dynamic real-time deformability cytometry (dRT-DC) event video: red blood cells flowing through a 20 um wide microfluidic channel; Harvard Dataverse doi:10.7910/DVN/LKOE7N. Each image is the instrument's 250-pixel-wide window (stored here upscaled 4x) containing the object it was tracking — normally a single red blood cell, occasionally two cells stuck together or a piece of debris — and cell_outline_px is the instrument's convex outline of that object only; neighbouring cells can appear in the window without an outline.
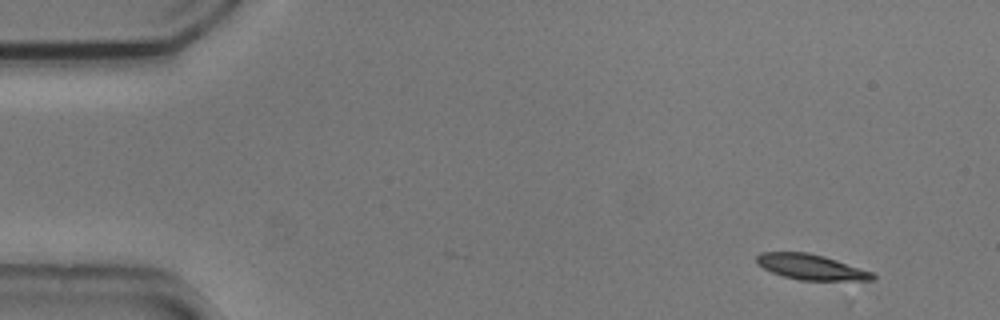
{"species": "common noctule bat (a hibernating species)", "species_latin": "Nyctalus noctula", "temperature_condition": "cold", "stored_images_in_passage": 19, "camera_frame_rate_fps": 3000, "um_per_image_px": 0.085, "animal": {"sex": "male", "body_mass_g": 20.5, "forearm_length_mm": 52.5}, "frame": {"image": 1, "passage_image": 1, "time_ms": 0.0, "image_size_px": [1000, 320], "cell_outline_px": [[876, 280], [800, 280], [784, 276], [772, 272], [764, 268], [756, 260], [756, 256], [760, 252], [808, 252], [824, 256], [872, 272], [876, 276]], "centroid_in_image_um": [68.94, 22.69], "position_along_channel_um": 16.1, "area_um2": 16.94}}
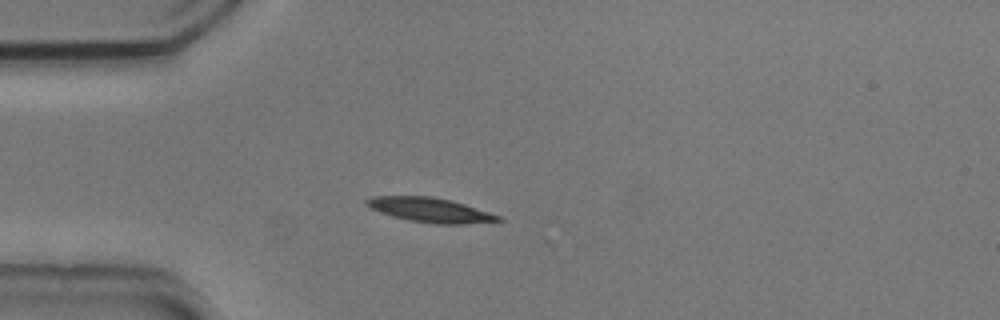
{"frame": {"image": 2, "passage_image": 11, "time_ms": 3.333, "image_size_px": [1000, 320], "cell_outline_px": [[504, 220], [460, 224], [436, 224], [412, 220], [392, 216], [380, 212], [364, 204], [364, 200], [372, 196], [432, 196], [464, 204], [500, 216]], "centroid_in_image_um": [36.52, 17.84], "position_along_channel_um": 48.5, "area_um2": 18.44}}